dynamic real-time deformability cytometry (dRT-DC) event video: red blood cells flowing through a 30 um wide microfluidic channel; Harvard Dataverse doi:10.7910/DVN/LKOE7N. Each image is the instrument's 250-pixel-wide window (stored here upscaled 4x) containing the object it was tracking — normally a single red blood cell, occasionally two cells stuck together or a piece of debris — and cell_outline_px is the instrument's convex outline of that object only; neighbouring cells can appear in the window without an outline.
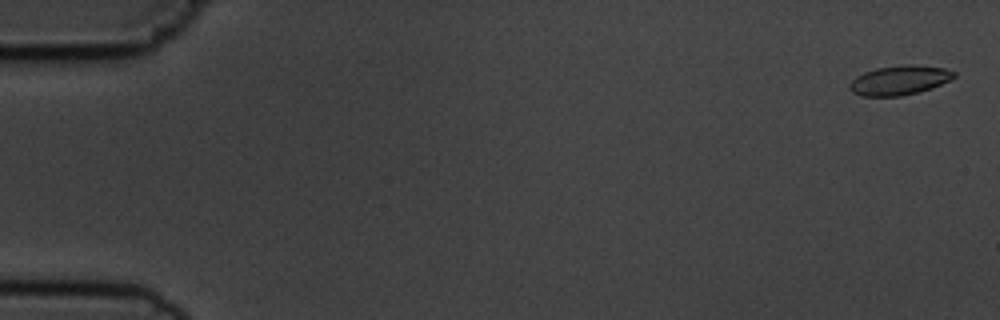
{"species": "common noctule bat (a hibernating species)", "species_latin": "Nyctalus noctula", "temperature_condition": "cold", "stored_images_in_passage": 6, "camera_frame_rate_fps": 3000, "um_per_image_px": 0.085, "animal": {"sex": "male", "body_mass_g": 19.5, "forearm_length_mm": 54.6}, "frame": {"image": 1, "passage_image": 1, "time_ms": 0.0, "image_size_px": [1000, 320], "cell_outline_px": [[956, 76], [932, 88], [900, 96], [860, 96], [852, 92], [848, 88], [848, 84], [856, 76], [864, 72], [876, 68], [904, 64], [912, 64], [944, 68], [956, 72]], "centroid_in_image_um": [76.41, 6.81], "position_along_channel_um": 8.6, "area_um2": 17.92}}
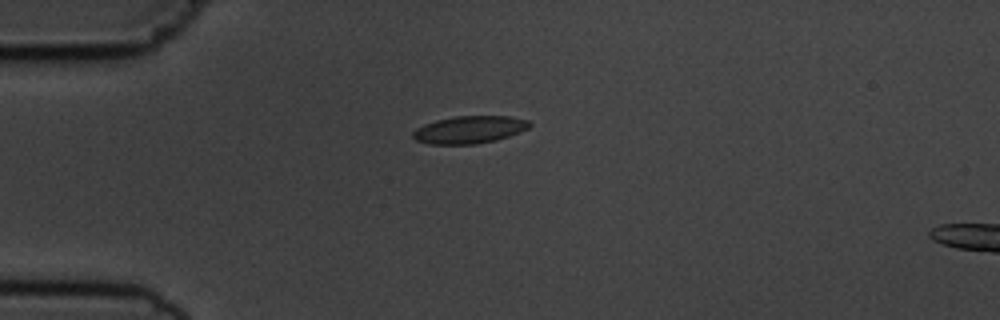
{"frame": {"image": 2, "passage_image": 5, "time_ms": 4.333, "image_size_px": [1000, 320], "cell_outline_px": [[532, 124], [528, 128], [520, 132], [496, 140], [476, 144], [428, 144], [416, 140], [412, 136], [412, 132], [416, 128], [424, 124], [436, 120], [456, 116], [508, 116], [528, 120]], "centroid_in_image_um": [39.89, 11.02], "position_along_channel_um": 45.1, "area_um2": 18.67}}